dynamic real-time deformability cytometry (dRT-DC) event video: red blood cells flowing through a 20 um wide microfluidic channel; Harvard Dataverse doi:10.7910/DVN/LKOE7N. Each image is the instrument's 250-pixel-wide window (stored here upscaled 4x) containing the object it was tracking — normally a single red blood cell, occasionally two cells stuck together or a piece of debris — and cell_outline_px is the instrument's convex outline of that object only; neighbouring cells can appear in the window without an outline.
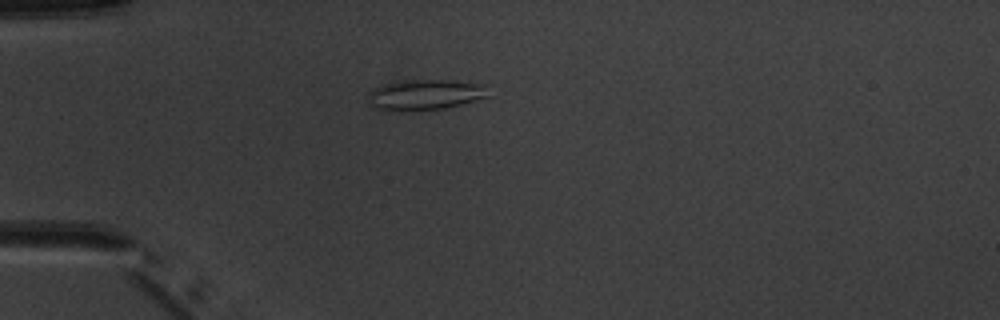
{"species": "common noctule bat (a hibernating species)", "species_latin": "Nyctalus noctula", "temperature_condition": "warm", "stored_images_in_passage": 1, "camera_frame_rate_fps": 3000, "um_per_image_px": 0.085, "animal": {"sex": "male", "body_mass_g": 20.1, "forearm_length_mm": 53.5}, "frame": {"image": 1, "passage_image": 1, "time_ms": 0.0, "image_size_px": [1000, 320], "cell_outline_px": [[488, 96], [460, 104], [444, 108], [404, 112], [400, 112], [376, 108], [368, 100], [368, 92], [372, 88], [384, 84], [404, 80], [448, 80], [488, 84]], "centroid_in_image_um": [36.12, 8.05], "position_along_channel_um": 48.9, "area_um2": 21.56}}